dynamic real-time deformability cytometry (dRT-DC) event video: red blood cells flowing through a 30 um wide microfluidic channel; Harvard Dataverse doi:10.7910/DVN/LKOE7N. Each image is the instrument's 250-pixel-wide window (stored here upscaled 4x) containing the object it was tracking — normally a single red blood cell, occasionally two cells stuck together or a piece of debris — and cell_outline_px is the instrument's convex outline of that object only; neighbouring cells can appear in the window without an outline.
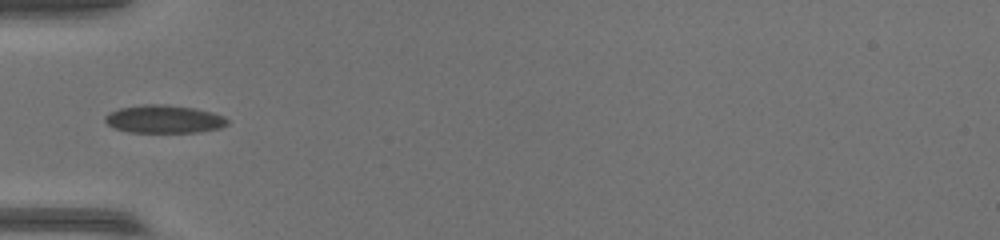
{"species": "common noctule bat (a hibernating species)", "species_latin": "Nyctalus noctula", "temperature_condition": "warm", "stored_images_in_passage": 36, "camera_frame_rate_fps": 3000, "um_per_image_px": 0.085, "animal": {"sex": "female", "body_mass_g": 17.0, "forearm_length_mm": 48.0}, "frame": {"image": 1, "passage_image": 1, "time_ms": 0.0, "image_size_px": [1000, 240], "cell_outline_px": [[228, 124], [220, 128], [200, 132], [128, 132], [116, 128], [108, 124], [104, 120], [104, 116], [108, 112], [120, 108], [144, 104], [164, 104], [196, 108], [212, 112], [224, 116], [228, 120]], "centroid_in_image_um": [13.95, 10.12], "position_along_channel_um": 71.0, "area_um2": 20.06}}
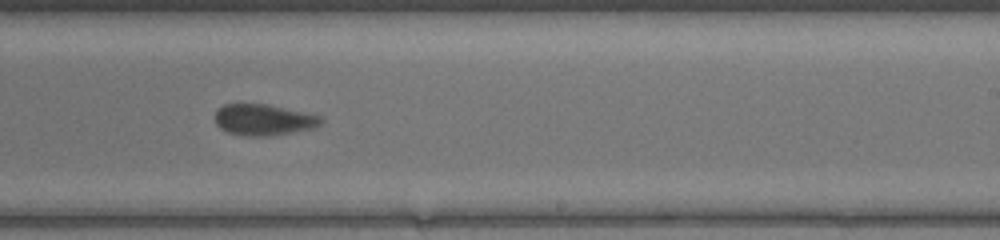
{"frame": {"image": 2, "passage_image": 16, "time_ms": 5.0, "image_size_px": [1000, 240], "cell_outline_px": [[324, 120], [320, 124], [312, 128], [272, 136], [248, 136], [228, 132], [220, 128], [216, 124], [216, 108], [224, 104], [268, 104], [320, 116]], "centroid_in_image_um": [22.38, 10.18], "position_along_channel_um": 266.6, "area_um2": 19.13}}
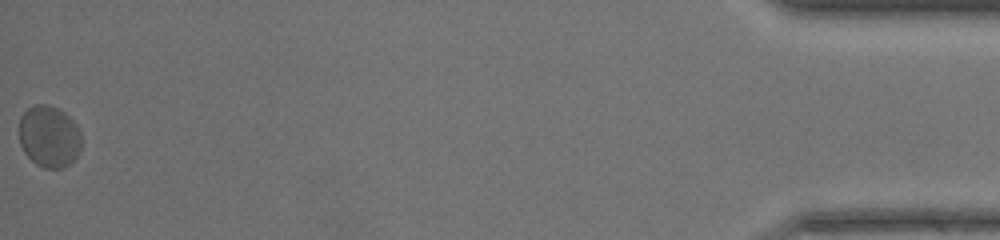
{"frame": {"image": 3, "passage_image": 36, "time_ms": 11.667, "image_size_px": [1000, 240], "cell_outline_px": [[80, 152], [64, 168], [44, 168], [36, 164], [24, 152], [20, 144], [20, 116], [32, 104], [48, 104], [64, 112], [76, 124], [80, 132]], "centroid_in_image_um": [4.17, 11.59], "position_along_channel_um": 431.0, "area_um2": 22.37}}